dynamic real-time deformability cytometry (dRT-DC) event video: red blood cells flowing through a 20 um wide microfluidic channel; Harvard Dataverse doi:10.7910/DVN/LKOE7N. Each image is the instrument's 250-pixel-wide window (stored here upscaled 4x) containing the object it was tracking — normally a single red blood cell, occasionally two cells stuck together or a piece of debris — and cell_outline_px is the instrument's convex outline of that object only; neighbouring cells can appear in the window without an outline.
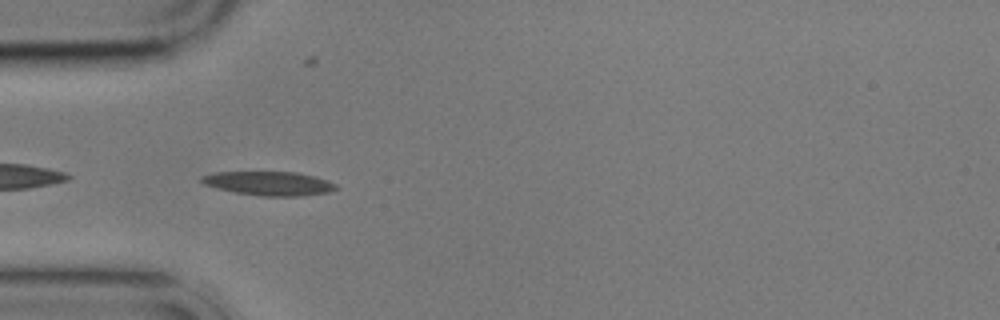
{"species": "common noctule bat (a hibernating species)", "species_latin": "Nyctalus noctula", "temperature_condition": "cold", "stored_images_in_passage": 9, "camera_frame_rate_fps": 3000, "um_per_image_px": 0.085, "animal": {"sex": "male", "body_mass_g": 17.9}, "frame": {"image": 1, "passage_image": 5, "time_ms": 5.333, "image_size_px": [1000, 320], "cell_outline_px": [[340, 188], [328, 192], [300, 196], [260, 196], [236, 192], [216, 188], [204, 184], [200, 180], [200, 176], [216, 172], [296, 172], [328, 180], [336, 184]], "centroid_in_image_um": [22.87, 15.59], "position_along_channel_um": 62.1, "area_um2": 18.73}}
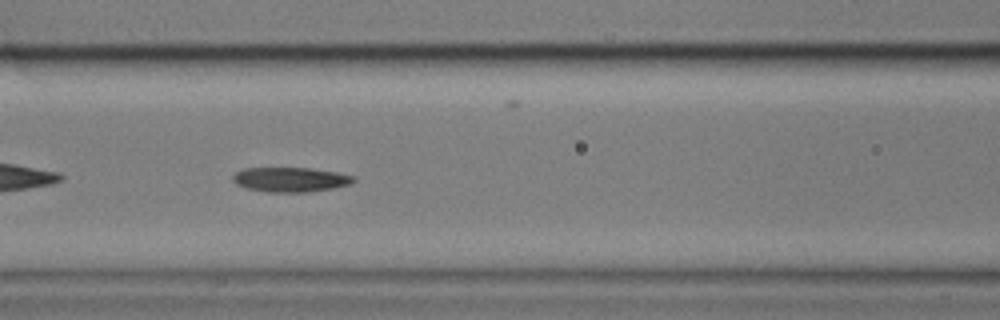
{"frame": {"image": 2, "passage_image": 7, "time_ms": 7.667, "image_size_px": [1000, 320], "cell_outline_px": [[356, 180], [348, 184], [332, 188], [308, 192], [264, 192], [248, 188], [236, 184], [232, 180], [232, 176], [236, 172], [244, 168], [312, 168], [336, 172], [356, 176]], "centroid_in_image_um": [24.68, 15.26], "position_along_channel_um": 141.9, "area_um2": 17.34}}
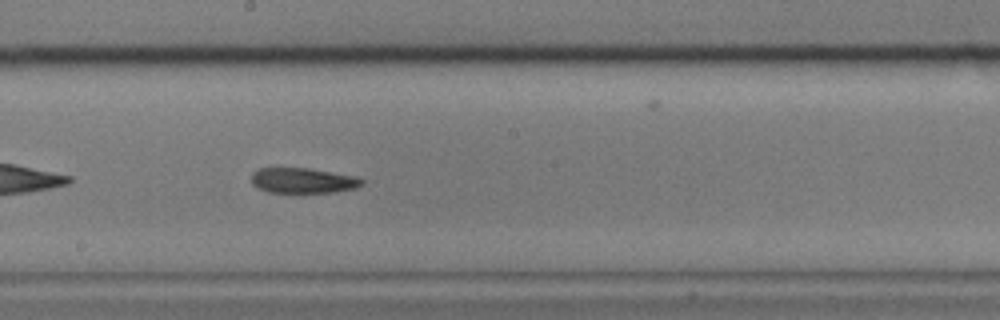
{"frame": {"image": 3, "passage_image": 9, "time_ms": 10.0, "image_size_px": [1000, 320], "cell_outline_px": [[364, 184], [356, 188], [336, 192], [268, 192], [256, 188], [252, 184], [252, 172], [260, 168], [308, 168], [352, 176], [364, 180]], "centroid_in_image_um": [25.72, 15.35], "position_along_channel_um": 222.5, "area_um2": 16.18}}